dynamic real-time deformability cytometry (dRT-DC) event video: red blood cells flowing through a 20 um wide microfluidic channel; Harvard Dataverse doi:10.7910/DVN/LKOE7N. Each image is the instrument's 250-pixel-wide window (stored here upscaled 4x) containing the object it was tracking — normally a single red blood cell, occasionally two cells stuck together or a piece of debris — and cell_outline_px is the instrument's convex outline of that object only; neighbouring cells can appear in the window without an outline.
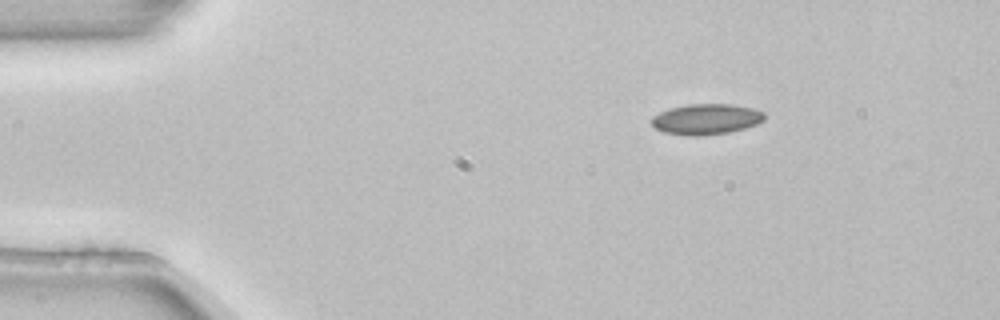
{"species": "common noctule bat (a hibernating species)", "species_latin": "Nyctalus noctula", "temperature_condition": "room temperature", "stored_images_in_passage": 3, "camera_frame_rate_fps": 3000, "um_per_image_px": 0.085, "animal": {"sex": "female", "body_mass_g": 22.7, "forearm_length_mm": 54.2}, "frame": {"image": 1, "passage_image": 1, "time_ms": 0.0, "image_size_px": [1000, 320], "cell_outline_px": [[764, 120], [756, 124], [744, 128], [728, 132], [692, 136], [664, 132], [656, 128], [652, 124], [652, 116], [668, 108], [688, 104], [732, 104], [752, 108], [764, 112]], "centroid_in_image_um": [60.02, 10.11], "position_along_channel_um": 25.0, "area_um2": 19.94}}